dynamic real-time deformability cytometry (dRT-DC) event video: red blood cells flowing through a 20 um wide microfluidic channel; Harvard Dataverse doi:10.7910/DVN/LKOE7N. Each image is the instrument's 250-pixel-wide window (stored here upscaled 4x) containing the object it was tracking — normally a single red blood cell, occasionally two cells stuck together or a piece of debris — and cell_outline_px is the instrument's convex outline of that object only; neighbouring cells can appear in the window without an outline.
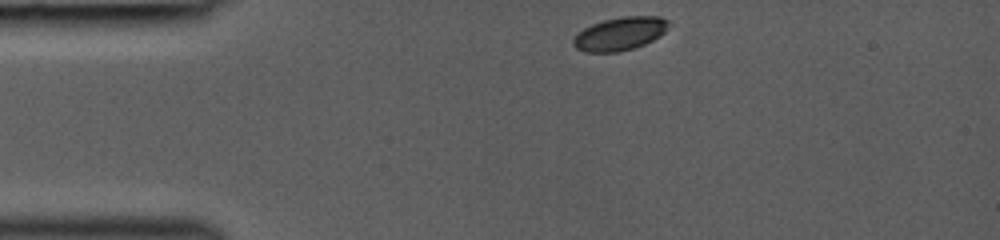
{"species": "common noctule bat (a hibernating species)", "species_latin": "Nyctalus noctula", "temperature_condition": "room temperature", "stored_images_in_passage": 32, "camera_frame_rate_fps": 3000, "um_per_image_px": 0.085, "animal": {"sex": "female", "body_mass_g": 19.0, "forearm_length_mm": 53.3}, "frame": {"image": 1, "passage_image": 1, "time_ms": 0.0, "image_size_px": [1000, 240], "cell_outline_px": [[668, 28], [660, 36], [636, 48], [620, 52], [584, 52], [576, 48], [572, 44], [572, 40], [584, 28], [592, 24], [604, 20], [624, 16], [660, 16], [668, 20]], "centroid_in_image_um": [52.7, 2.87], "position_along_channel_um": 32.3, "area_um2": 18.5}}
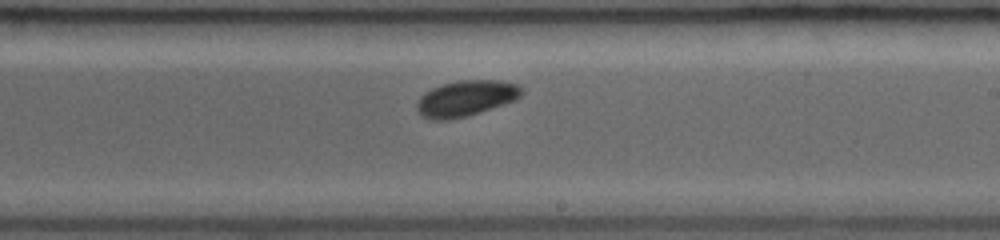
{"frame": {"image": 2, "passage_image": 19, "time_ms": 6.0, "image_size_px": [1000, 240], "cell_outline_px": [[524, 92], [516, 100], [468, 116], [448, 120], [432, 120], [420, 116], [416, 108], [416, 104], [420, 96], [424, 92], [432, 88], [444, 84], [460, 80], [500, 80], [520, 84]], "centroid_in_image_um": [39.61, 8.36], "position_along_channel_um": 249.4, "area_um2": 22.14}}
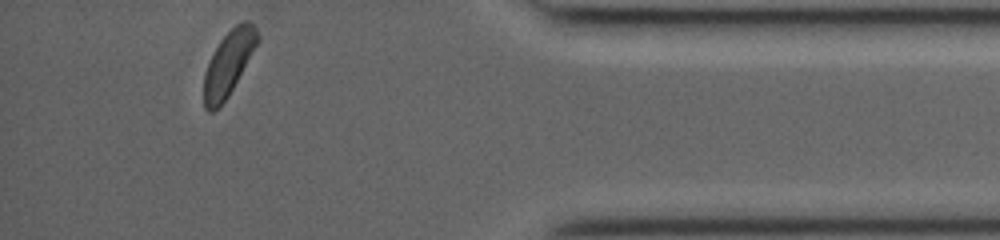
{"frame": {"image": 3, "passage_image": 32, "time_ms": 10.333, "image_size_px": [1000, 240], "cell_outline_px": [[260, 40], [228, 96], [212, 112], [208, 112], [204, 108], [204, 72], [220, 40], [236, 24], [244, 20], [248, 20], [256, 28], [260, 36]], "centroid_in_image_um": [19.44, 5.36], "position_along_channel_um": 415.8, "area_um2": 19.83}}